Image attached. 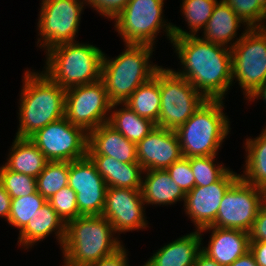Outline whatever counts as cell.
Wrapping results in <instances>:
<instances>
[{
	"label": "cell",
	"mask_w": 266,
	"mask_h": 266,
	"mask_svg": "<svg viewBox=\"0 0 266 266\" xmlns=\"http://www.w3.org/2000/svg\"><path fill=\"white\" fill-rule=\"evenodd\" d=\"M124 104L140 117L149 119L157 124L161 104L158 70L151 79L141 84Z\"/></svg>",
	"instance_id": "cell-28"
},
{
	"label": "cell",
	"mask_w": 266,
	"mask_h": 266,
	"mask_svg": "<svg viewBox=\"0 0 266 266\" xmlns=\"http://www.w3.org/2000/svg\"><path fill=\"white\" fill-rule=\"evenodd\" d=\"M129 0H91V7L106 18L114 19Z\"/></svg>",
	"instance_id": "cell-37"
},
{
	"label": "cell",
	"mask_w": 266,
	"mask_h": 266,
	"mask_svg": "<svg viewBox=\"0 0 266 266\" xmlns=\"http://www.w3.org/2000/svg\"><path fill=\"white\" fill-rule=\"evenodd\" d=\"M144 205L140 189L108 187L101 216L109 220L118 234L145 229L148 223Z\"/></svg>",
	"instance_id": "cell-15"
},
{
	"label": "cell",
	"mask_w": 266,
	"mask_h": 266,
	"mask_svg": "<svg viewBox=\"0 0 266 266\" xmlns=\"http://www.w3.org/2000/svg\"><path fill=\"white\" fill-rule=\"evenodd\" d=\"M257 1L266 10V0H257Z\"/></svg>",
	"instance_id": "cell-46"
},
{
	"label": "cell",
	"mask_w": 266,
	"mask_h": 266,
	"mask_svg": "<svg viewBox=\"0 0 266 266\" xmlns=\"http://www.w3.org/2000/svg\"><path fill=\"white\" fill-rule=\"evenodd\" d=\"M70 162L49 161L36 178L37 192L49 200L56 192L68 186Z\"/></svg>",
	"instance_id": "cell-30"
},
{
	"label": "cell",
	"mask_w": 266,
	"mask_h": 266,
	"mask_svg": "<svg viewBox=\"0 0 266 266\" xmlns=\"http://www.w3.org/2000/svg\"><path fill=\"white\" fill-rule=\"evenodd\" d=\"M141 194L146 205H171L185 201L186 194L171 179L167 170H144Z\"/></svg>",
	"instance_id": "cell-24"
},
{
	"label": "cell",
	"mask_w": 266,
	"mask_h": 266,
	"mask_svg": "<svg viewBox=\"0 0 266 266\" xmlns=\"http://www.w3.org/2000/svg\"><path fill=\"white\" fill-rule=\"evenodd\" d=\"M23 78L15 137L30 138L49 123L65 117L66 90L44 72L26 70Z\"/></svg>",
	"instance_id": "cell-2"
},
{
	"label": "cell",
	"mask_w": 266,
	"mask_h": 266,
	"mask_svg": "<svg viewBox=\"0 0 266 266\" xmlns=\"http://www.w3.org/2000/svg\"><path fill=\"white\" fill-rule=\"evenodd\" d=\"M198 36L172 38L183 69L174 71L187 79L206 100H224L233 82L232 51Z\"/></svg>",
	"instance_id": "cell-1"
},
{
	"label": "cell",
	"mask_w": 266,
	"mask_h": 266,
	"mask_svg": "<svg viewBox=\"0 0 266 266\" xmlns=\"http://www.w3.org/2000/svg\"><path fill=\"white\" fill-rule=\"evenodd\" d=\"M160 113L156 126L176 130L183 125L206 100L185 78L173 69H158Z\"/></svg>",
	"instance_id": "cell-8"
},
{
	"label": "cell",
	"mask_w": 266,
	"mask_h": 266,
	"mask_svg": "<svg viewBox=\"0 0 266 266\" xmlns=\"http://www.w3.org/2000/svg\"><path fill=\"white\" fill-rule=\"evenodd\" d=\"M223 100H205L194 114L175 132L183 157L218 154L230 132V121L224 114Z\"/></svg>",
	"instance_id": "cell-6"
},
{
	"label": "cell",
	"mask_w": 266,
	"mask_h": 266,
	"mask_svg": "<svg viewBox=\"0 0 266 266\" xmlns=\"http://www.w3.org/2000/svg\"><path fill=\"white\" fill-rule=\"evenodd\" d=\"M45 53L42 72L65 90L101 80L104 52L96 46L75 41L56 45Z\"/></svg>",
	"instance_id": "cell-5"
},
{
	"label": "cell",
	"mask_w": 266,
	"mask_h": 266,
	"mask_svg": "<svg viewBox=\"0 0 266 266\" xmlns=\"http://www.w3.org/2000/svg\"><path fill=\"white\" fill-rule=\"evenodd\" d=\"M111 106L102 80L65 91V118L87 133L108 122Z\"/></svg>",
	"instance_id": "cell-11"
},
{
	"label": "cell",
	"mask_w": 266,
	"mask_h": 266,
	"mask_svg": "<svg viewBox=\"0 0 266 266\" xmlns=\"http://www.w3.org/2000/svg\"><path fill=\"white\" fill-rule=\"evenodd\" d=\"M68 186L76 192L82 216L102 215L108 187L88 156L70 162Z\"/></svg>",
	"instance_id": "cell-14"
},
{
	"label": "cell",
	"mask_w": 266,
	"mask_h": 266,
	"mask_svg": "<svg viewBox=\"0 0 266 266\" xmlns=\"http://www.w3.org/2000/svg\"><path fill=\"white\" fill-rule=\"evenodd\" d=\"M48 162L29 138L15 137L4 165L11 171L37 178Z\"/></svg>",
	"instance_id": "cell-25"
},
{
	"label": "cell",
	"mask_w": 266,
	"mask_h": 266,
	"mask_svg": "<svg viewBox=\"0 0 266 266\" xmlns=\"http://www.w3.org/2000/svg\"><path fill=\"white\" fill-rule=\"evenodd\" d=\"M251 28L266 27V10L257 0H223Z\"/></svg>",
	"instance_id": "cell-34"
},
{
	"label": "cell",
	"mask_w": 266,
	"mask_h": 266,
	"mask_svg": "<svg viewBox=\"0 0 266 266\" xmlns=\"http://www.w3.org/2000/svg\"><path fill=\"white\" fill-rule=\"evenodd\" d=\"M240 178V174L228 171L220 180L209 186H195L186 194L184 210L196 230L211 226L217 217L221 200L227 190Z\"/></svg>",
	"instance_id": "cell-16"
},
{
	"label": "cell",
	"mask_w": 266,
	"mask_h": 266,
	"mask_svg": "<svg viewBox=\"0 0 266 266\" xmlns=\"http://www.w3.org/2000/svg\"><path fill=\"white\" fill-rule=\"evenodd\" d=\"M75 1L81 2L83 5L87 3V5L91 6V0H75Z\"/></svg>",
	"instance_id": "cell-45"
},
{
	"label": "cell",
	"mask_w": 266,
	"mask_h": 266,
	"mask_svg": "<svg viewBox=\"0 0 266 266\" xmlns=\"http://www.w3.org/2000/svg\"><path fill=\"white\" fill-rule=\"evenodd\" d=\"M171 179L183 190L189 193L195 187V178L190 166V158L182 157L167 169Z\"/></svg>",
	"instance_id": "cell-36"
},
{
	"label": "cell",
	"mask_w": 266,
	"mask_h": 266,
	"mask_svg": "<svg viewBox=\"0 0 266 266\" xmlns=\"http://www.w3.org/2000/svg\"><path fill=\"white\" fill-rule=\"evenodd\" d=\"M194 266H222L206 255L202 250L198 253Z\"/></svg>",
	"instance_id": "cell-43"
},
{
	"label": "cell",
	"mask_w": 266,
	"mask_h": 266,
	"mask_svg": "<svg viewBox=\"0 0 266 266\" xmlns=\"http://www.w3.org/2000/svg\"><path fill=\"white\" fill-rule=\"evenodd\" d=\"M217 2V0H182L181 12L190 31H184L173 25V37L196 36L200 29L204 30Z\"/></svg>",
	"instance_id": "cell-29"
},
{
	"label": "cell",
	"mask_w": 266,
	"mask_h": 266,
	"mask_svg": "<svg viewBox=\"0 0 266 266\" xmlns=\"http://www.w3.org/2000/svg\"><path fill=\"white\" fill-rule=\"evenodd\" d=\"M212 231L208 247L201 250L222 266L231 265L236 259L250 251L249 233L238 229H226L218 227H206L199 230L203 232Z\"/></svg>",
	"instance_id": "cell-18"
},
{
	"label": "cell",
	"mask_w": 266,
	"mask_h": 266,
	"mask_svg": "<svg viewBox=\"0 0 266 266\" xmlns=\"http://www.w3.org/2000/svg\"><path fill=\"white\" fill-rule=\"evenodd\" d=\"M249 238L250 242H266V202L258 210Z\"/></svg>",
	"instance_id": "cell-38"
},
{
	"label": "cell",
	"mask_w": 266,
	"mask_h": 266,
	"mask_svg": "<svg viewBox=\"0 0 266 266\" xmlns=\"http://www.w3.org/2000/svg\"><path fill=\"white\" fill-rule=\"evenodd\" d=\"M229 266H258V264L256 263L254 255L248 251L245 255L236 259Z\"/></svg>",
	"instance_id": "cell-42"
},
{
	"label": "cell",
	"mask_w": 266,
	"mask_h": 266,
	"mask_svg": "<svg viewBox=\"0 0 266 266\" xmlns=\"http://www.w3.org/2000/svg\"><path fill=\"white\" fill-rule=\"evenodd\" d=\"M47 200L38 192L11 200V210L8 224L16 227L19 232L28 224L29 220L41 209Z\"/></svg>",
	"instance_id": "cell-31"
},
{
	"label": "cell",
	"mask_w": 266,
	"mask_h": 266,
	"mask_svg": "<svg viewBox=\"0 0 266 266\" xmlns=\"http://www.w3.org/2000/svg\"><path fill=\"white\" fill-rule=\"evenodd\" d=\"M266 193L239 178L223 196L212 227L250 232Z\"/></svg>",
	"instance_id": "cell-13"
},
{
	"label": "cell",
	"mask_w": 266,
	"mask_h": 266,
	"mask_svg": "<svg viewBox=\"0 0 266 266\" xmlns=\"http://www.w3.org/2000/svg\"><path fill=\"white\" fill-rule=\"evenodd\" d=\"M107 187L141 189L144 169L138 162L124 163L107 155H87Z\"/></svg>",
	"instance_id": "cell-23"
},
{
	"label": "cell",
	"mask_w": 266,
	"mask_h": 266,
	"mask_svg": "<svg viewBox=\"0 0 266 266\" xmlns=\"http://www.w3.org/2000/svg\"><path fill=\"white\" fill-rule=\"evenodd\" d=\"M250 252L258 266H266V242H250Z\"/></svg>",
	"instance_id": "cell-40"
},
{
	"label": "cell",
	"mask_w": 266,
	"mask_h": 266,
	"mask_svg": "<svg viewBox=\"0 0 266 266\" xmlns=\"http://www.w3.org/2000/svg\"><path fill=\"white\" fill-rule=\"evenodd\" d=\"M29 139L48 161L71 162L87 156L88 133L65 117L49 123Z\"/></svg>",
	"instance_id": "cell-12"
},
{
	"label": "cell",
	"mask_w": 266,
	"mask_h": 266,
	"mask_svg": "<svg viewBox=\"0 0 266 266\" xmlns=\"http://www.w3.org/2000/svg\"><path fill=\"white\" fill-rule=\"evenodd\" d=\"M83 8L75 0H42L37 24L39 47L47 51L62 43L75 42Z\"/></svg>",
	"instance_id": "cell-10"
},
{
	"label": "cell",
	"mask_w": 266,
	"mask_h": 266,
	"mask_svg": "<svg viewBox=\"0 0 266 266\" xmlns=\"http://www.w3.org/2000/svg\"><path fill=\"white\" fill-rule=\"evenodd\" d=\"M66 224L57 215L50 203L47 201L41 209H38L28 224L19 232L18 245L24 249L34 246L38 241L54 232L60 247L65 238Z\"/></svg>",
	"instance_id": "cell-22"
},
{
	"label": "cell",
	"mask_w": 266,
	"mask_h": 266,
	"mask_svg": "<svg viewBox=\"0 0 266 266\" xmlns=\"http://www.w3.org/2000/svg\"><path fill=\"white\" fill-rule=\"evenodd\" d=\"M136 148L138 163L144 170H165L183 157L176 132L158 126Z\"/></svg>",
	"instance_id": "cell-17"
},
{
	"label": "cell",
	"mask_w": 266,
	"mask_h": 266,
	"mask_svg": "<svg viewBox=\"0 0 266 266\" xmlns=\"http://www.w3.org/2000/svg\"><path fill=\"white\" fill-rule=\"evenodd\" d=\"M109 220L102 216H80L66 223L62 244L64 264L88 266L123 246Z\"/></svg>",
	"instance_id": "cell-3"
},
{
	"label": "cell",
	"mask_w": 266,
	"mask_h": 266,
	"mask_svg": "<svg viewBox=\"0 0 266 266\" xmlns=\"http://www.w3.org/2000/svg\"><path fill=\"white\" fill-rule=\"evenodd\" d=\"M125 246L123 245L113 254L100 259L99 261L88 266H129Z\"/></svg>",
	"instance_id": "cell-39"
},
{
	"label": "cell",
	"mask_w": 266,
	"mask_h": 266,
	"mask_svg": "<svg viewBox=\"0 0 266 266\" xmlns=\"http://www.w3.org/2000/svg\"><path fill=\"white\" fill-rule=\"evenodd\" d=\"M262 99L266 103V80L247 98L248 101Z\"/></svg>",
	"instance_id": "cell-44"
},
{
	"label": "cell",
	"mask_w": 266,
	"mask_h": 266,
	"mask_svg": "<svg viewBox=\"0 0 266 266\" xmlns=\"http://www.w3.org/2000/svg\"><path fill=\"white\" fill-rule=\"evenodd\" d=\"M216 155L190 157V166L195 178V186H209L220 180L229 170L222 164H215Z\"/></svg>",
	"instance_id": "cell-32"
},
{
	"label": "cell",
	"mask_w": 266,
	"mask_h": 266,
	"mask_svg": "<svg viewBox=\"0 0 266 266\" xmlns=\"http://www.w3.org/2000/svg\"><path fill=\"white\" fill-rule=\"evenodd\" d=\"M241 24L245 25L246 29L234 41L233 39L238 34L237 30L241 27ZM249 28L230 6L223 0H219L203 30L202 39L231 49Z\"/></svg>",
	"instance_id": "cell-20"
},
{
	"label": "cell",
	"mask_w": 266,
	"mask_h": 266,
	"mask_svg": "<svg viewBox=\"0 0 266 266\" xmlns=\"http://www.w3.org/2000/svg\"><path fill=\"white\" fill-rule=\"evenodd\" d=\"M163 6L164 0H129L124 9L114 17V27L124 44L153 46L157 33L164 28L163 31L172 42L173 24L164 21Z\"/></svg>",
	"instance_id": "cell-7"
},
{
	"label": "cell",
	"mask_w": 266,
	"mask_h": 266,
	"mask_svg": "<svg viewBox=\"0 0 266 266\" xmlns=\"http://www.w3.org/2000/svg\"><path fill=\"white\" fill-rule=\"evenodd\" d=\"M119 105L124 108L117 109ZM110 113L107 123L136 144L156 127L153 121L140 117L124 103L112 104Z\"/></svg>",
	"instance_id": "cell-27"
},
{
	"label": "cell",
	"mask_w": 266,
	"mask_h": 266,
	"mask_svg": "<svg viewBox=\"0 0 266 266\" xmlns=\"http://www.w3.org/2000/svg\"><path fill=\"white\" fill-rule=\"evenodd\" d=\"M244 144L247 154L244 174L240 175V178L266 191V126L258 137L246 139Z\"/></svg>",
	"instance_id": "cell-26"
},
{
	"label": "cell",
	"mask_w": 266,
	"mask_h": 266,
	"mask_svg": "<svg viewBox=\"0 0 266 266\" xmlns=\"http://www.w3.org/2000/svg\"><path fill=\"white\" fill-rule=\"evenodd\" d=\"M153 49L151 45L126 44L125 50L116 58L108 59L104 53L101 80L112 104L124 103L161 67L150 61Z\"/></svg>",
	"instance_id": "cell-4"
},
{
	"label": "cell",
	"mask_w": 266,
	"mask_h": 266,
	"mask_svg": "<svg viewBox=\"0 0 266 266\" xmlns=\"http://www.w3.org/2000/svg\"><path fill=\"white\" fill-rule=\"evenodd\" d=\"M232 81L247 99L266 80V27H251L231 48Z\"/></svg>",
	"instance_id": "cell-9"
},
{
	"label": "cell",
	"mask_w": 266,
	"mask_h": 266,
	"mask_svg": "<svg viewBox=\"0 0 266 266\" xmlns=\"http://www.w3.org/2000/svg\"><path fill=\"white\" fill-rule=\"evenodd\" d=\"M87 155H107L124 163L138 162L136 143L108 123L88 133Z\"/></svg>",
	"instance_id": "cell-19"
},
{
	"label": "cell",
	"mask_w": 266,
	"mask_h": 266,
	"mask_svg": "<svg viewBox=\"0 0 266 266\" xmlns=\"http://www.w3.org/2000/svg\"><path fill=\"white\" fill-rule=\"evenodd\" d=\"M47 201L65 224L82 216L78 211L76 192L69 186L63 187Z\"/></svg>",
	"instance_id": "cell-35"
},
{
	"label": "cell",
	"mask_w": 266,
	"mask_h": 266,
	"mask_svg": "<svg viewBox=\"0 0 266 266\" xmlns=\"http://www.w3.org/2000/svg\"><path fill=\"white\" fill-rule=\"evenodd\" d=\"M0 182L12 199L37 192L36 178L11 171L4 164L0 166Z\"/></svg>",
	"instance_id": "cell-33"
},
{
	"label": "cell",
	"mask_w": 266,
	"mask_h": 266,
	"mask_svg": "<svg viewBox=\"0 0 266 266\" xmlns=\"http://www.w3.org/2000/svg\"><path fill=\"white\" fill-rule=\"evenodd\" d=\"M11 200L12 198L9 196L0 182V217L6 218L7 221L11 210Z\"/></svg>",
	"instance_id": "cell-41"
},
{
	"label": "cell",
	"mask_w": 266,
	"mask_h": 266,
	"mask_svg": "<svg viewBox=\"0 0 266 266\" xmlns=\"http://www.w3.org/2000/svg\"><path fill=\"white\" fill-rule=\"evenodd\" d=\"M202 240L199 230L184 235L158 249L143 266H194Z\"/></svg>",
	"instance_id": "cell-21"
}]
</instances>
